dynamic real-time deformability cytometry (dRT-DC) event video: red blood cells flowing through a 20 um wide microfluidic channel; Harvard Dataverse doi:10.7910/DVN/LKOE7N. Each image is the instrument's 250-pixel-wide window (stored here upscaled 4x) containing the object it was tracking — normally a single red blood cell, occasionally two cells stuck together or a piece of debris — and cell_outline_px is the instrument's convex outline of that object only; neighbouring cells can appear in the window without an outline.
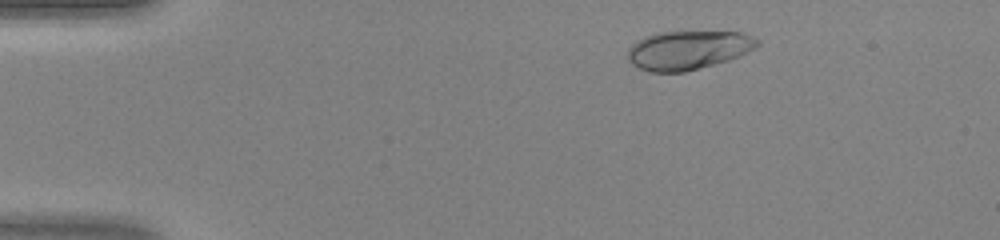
{"species": "human", "species_latin": "Homo sapiens", "temperature_condition": "warm", "stored_images_in_passage": 44, "camera_frame_rate_fps": 3000, "um_per_image_px": 0.085, "donor": {"sex": "female"}, "frame": {"image": 1, "passage_image": 5, "time_ms": 1.333, "image_size_px": [1000, 240], "cell_outline_px": [[760, 44], [756, 48], [740, 56], [728, 60], [684, 72], [648, 72], [636, 68], [628, 60], [628, 48], [632, 44], [644, 36], [656, 32], [744, 32], [760, 40]], "centroid_in_image_um": [58.48, 4.26], "position_along_channel_um": 26.5, "area_um2": 29.59}}
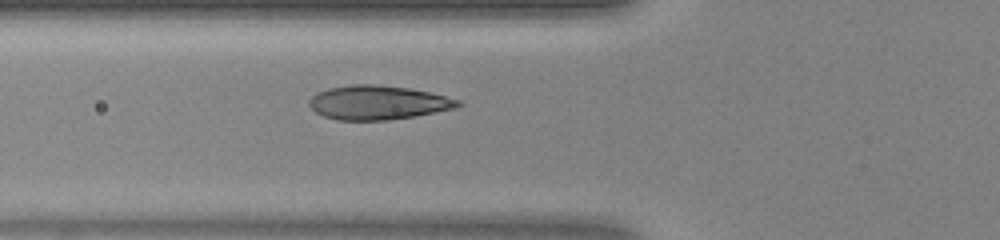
{"frame": {"image": 2, "passage_image": 15, "time_ms": 4.667, "image_size_px": [1000, 240], "cell_outline_px": [[464, 104], [460, 108], [416, 116], [388, 120], [336, 120], [324, 116], [316, 112], [308, 104], [308, 100], [316, 92], [328, 88], [352, 84], [372, 84], [408, 88], [428, 92], [460, 100]], "centroid_in_image_um": [32.15, 8.72], "position_along_channel_um": 93.7, "area_um2": 29.77}}
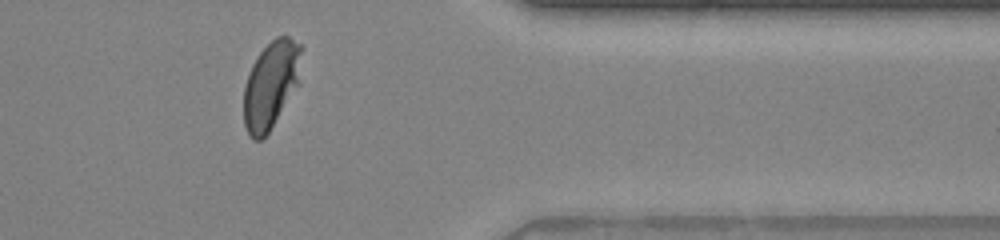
{"frame": {"image": 3, "passage_image": 36, "time_ms": 11.667, "image_size_px": [1000, 240], "cell_outline_px": [[304, 48], [296, 84], [268, 132], [260, 140], [252, 140], [248, 136], [244, 124], [244, 88], [252, 64], [260, 52], [276, 36], [288, 36], [300, 44]], "centroid_in_image_um": [23.0, 7.17], "position_along_channel_um": 388.4, "area_um2": 28.61}}